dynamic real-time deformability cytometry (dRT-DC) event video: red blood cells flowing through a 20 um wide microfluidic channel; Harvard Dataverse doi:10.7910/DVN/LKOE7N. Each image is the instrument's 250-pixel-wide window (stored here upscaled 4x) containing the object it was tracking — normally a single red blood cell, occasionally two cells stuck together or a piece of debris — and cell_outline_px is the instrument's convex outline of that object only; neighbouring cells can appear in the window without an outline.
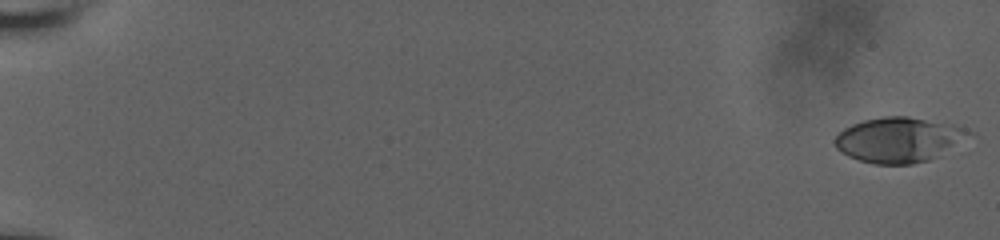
{"species": "human", "species_latin": "Homo sapiens", "temperature_condition": "room temperature", "stored_images_in_passage": 58, "camera_frame_rate_fps": 3000, "um_per_image_px": 0.085, "donor": {"sex": "male"}, "frame": {"image": 1, "passage_image": 1, "time_ms": 0.0, "image_size_px": [1000, 240], "cell_outline_px": [[976, 132], [940, 156], [928, 160], [912, 164], [876, 164], [860, 160], [848, 156], [840, 152], [836, 148], [832, 140], [844, 128], [852, 124], [864, 120], [884, 116], [908, 116], [952, 124]], "centroid_in_image_um": [76.4, 11.88], "position_along_channel_um": 8.6, "area_um2": 35.37}}
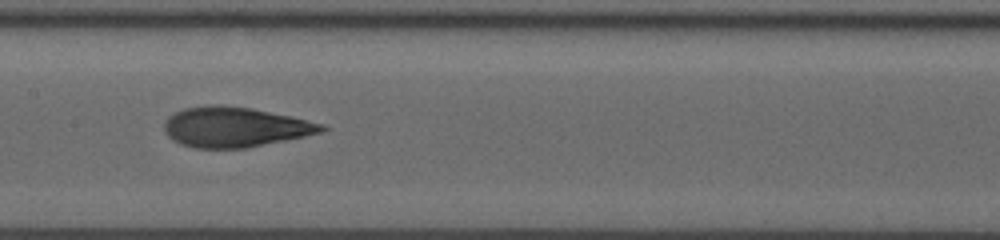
{"frame": {"image": 2, "passage_image": 32, "time_ms": 10.333, "image_size_px": [1000, 240], "cell_outline_px": [[328, 128], [320, 132], [304, 136], [248, 148], [196, 148], [180, 144], [172, 140], [164, 132], [164, 120], [168, 116], [184, 108], [204, 104], [220, 104], [252, 108], [324, 124]], "centroid_in_image_um": [19.9, 10.79], "position_along_channel_um": 187.5, "area_um2": 36.82}}
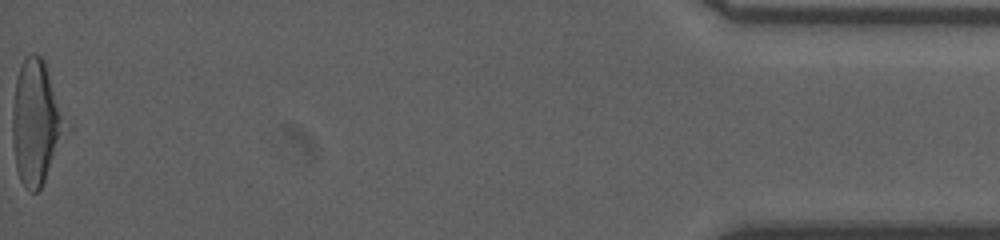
{"frame": {"image": 3, "passage_image": 58, "time_ms": 19.0, "image_size_px": [1000, 240], "cell_outline_px": [[72, 128], [40, 188], [36, 192], [32, 192], [24, 188], [20, 180], [16, 168], [12, 140], [12, 108], [16, 76], [20, 64], [32, 52], [40, 56], [44, 60], [72, 124]], "centroid_in_image_um": [3.14, 10.4], "position_along_channel_um": 432.1, "area_um2": 40.23}, "authors_computed_cell_mechanics": {"area_um2": 35.2002, "velocity_mm_per_s": 3.8458, "shape_relaxation_time_tau1_ms": 4.2308, "shape_relaxation_time_tau2_ms": 1.6865, "deformation_change_tau1": 0.2006, "deformation_change_tau2": 0.1079}}